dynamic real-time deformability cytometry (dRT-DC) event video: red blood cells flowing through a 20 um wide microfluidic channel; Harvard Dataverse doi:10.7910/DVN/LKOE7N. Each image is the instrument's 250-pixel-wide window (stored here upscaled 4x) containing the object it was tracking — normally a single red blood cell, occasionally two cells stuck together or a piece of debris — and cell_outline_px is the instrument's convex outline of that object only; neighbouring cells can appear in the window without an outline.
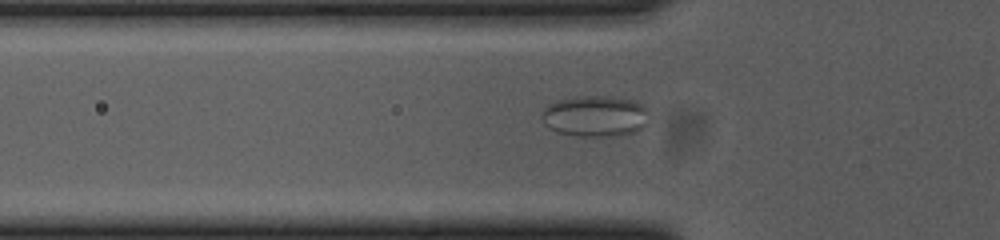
{"species": "common noctule bat (a hibernating species)", "species_latin": "Nyctalus noctula", "temperature_condition": "cold", "stored_images_in_passage": 53, "camera_frame_rate_fps": 3000, "um_per_image_px": 0.085, "animal": {"sex": "female", "body_mass_g": 23.0, "forearm_length_mm": 53.4}, "frame": {"image": 1, "passage_image": 18, "time_ms": 5.667, "image_size_px": [1000, 240], "cell_outline_px": [[648, 124], [636, 132], [620, 136], [576, 136], [556, 132], [540, 116], [548, 104], [572, 96], [612, 96], [636, 100], [644, 104], [648, 112]], "centroid_in_image_um": [50.67, 9.86], "position_along_channel_um": 75.1, "area_um2": 26.07}}
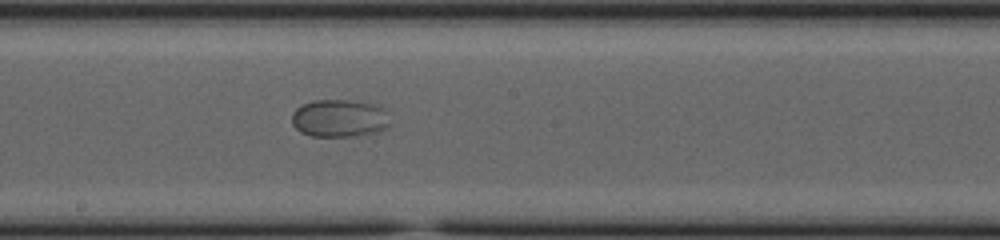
{"frame": {"image": 2, "passage_image": 30, "time_ms": 9.667, "image_size_px": [1000, 240], "cell_outline_px": [[388, 128], [380, 132], [352, 136], [312, 136], [300, 132], [292, 124], [292, 112], [296, 108], [312, 100], [348, 100], [372, 104], [380, 108], [384, 112], [388, 124]], "centroid_in_image_um": [28.79, 10.07], "position_along_channel_um": 219.4, "area_um2": 21.33}}
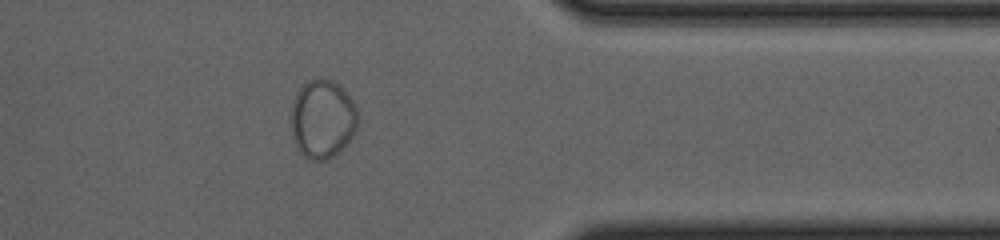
{"frame": {"image": 3, "passage_image": 45, "time_ms": 14.667, "image_size_px": [1000, 240], "cell_outline_px": [[356, 132], [348, 144], [332, 156], [324, 160], [312, 160], [304, 156], [300, 152], [296, 144], [292, 132], [292, 104], [296, 92], [308, 80], [316, 76], [332, 80], [340, 84], [356, 104]], "centroid_in_image_um": [27.43, 10.07], "position_along_channel_um": 384.0, "area_um2": 30.75}}